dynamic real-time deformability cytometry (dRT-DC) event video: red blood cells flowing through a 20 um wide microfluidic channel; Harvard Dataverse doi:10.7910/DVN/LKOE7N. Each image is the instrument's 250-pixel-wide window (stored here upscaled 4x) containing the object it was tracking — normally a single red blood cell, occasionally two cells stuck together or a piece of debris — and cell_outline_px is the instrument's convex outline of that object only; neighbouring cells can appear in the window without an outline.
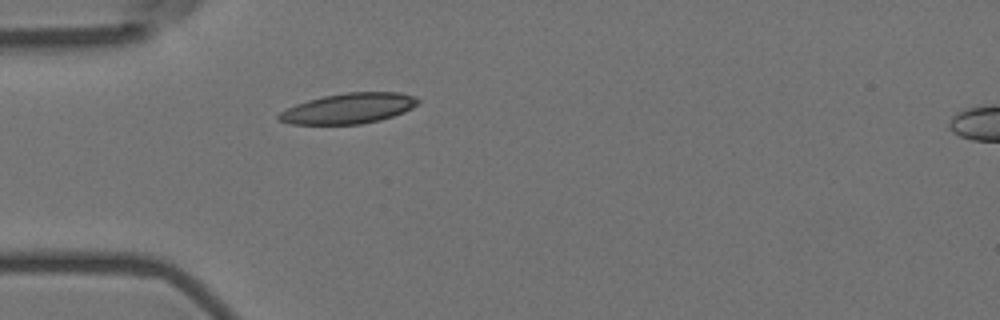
{"species": "Egyptian fruit bat (a non-hibernating species)", "species_latin": "Rousettus aegyptiacus", "temperature_condition": "room temperature", "stored_images_in_passage": 18, "camera_frame_rate_fps": 3000, "um_per_image_px": 0.085, "animal": {"sex": "female"}, "frame": {"image": 1, "passage_image": 1, "time_ms": 0.0, "image_size_px": [1000, 320], "cell_outline_px": [[420, 100], [412, 108], [404, 112], [380, 120], [360, 124], [292, 124], [276, 120], [276, 116], [280, 112], [296, 104], [308, 100], [324, 96], [348, 92], [400, 92], [412, 96]], "centroid_in_image_um": [29.61, 9.22], "position_along_channel_um": 55.4, "area_um2": 24.51}}